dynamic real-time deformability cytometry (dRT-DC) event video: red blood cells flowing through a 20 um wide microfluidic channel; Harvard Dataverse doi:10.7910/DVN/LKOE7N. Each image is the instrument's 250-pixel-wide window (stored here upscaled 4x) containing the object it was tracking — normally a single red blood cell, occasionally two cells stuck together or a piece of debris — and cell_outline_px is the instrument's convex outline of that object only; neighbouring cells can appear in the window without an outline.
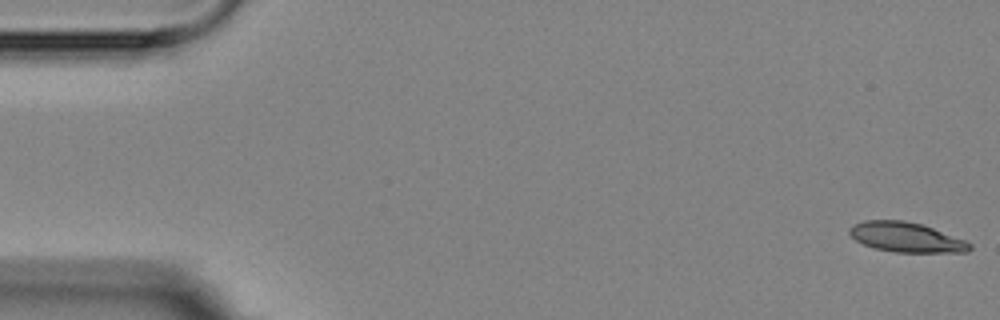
{"species": "Egyptian fruit bat (a non-hibernating species)", "species_latin": "Rousettus aegyptiacus", "temperature_condition": "room temperature", "stored_images_in_passage": 4, "camera_frame_rate_fps": 3000, "um_per_image_px": 0.085, "animal": {"sex": "female"}, "frame": {"image": 1, "passage_image": 1, "time_ms": 0.0, "image_size_px": [1000, 320], "cell_outline_px": [[972, 248], [968, 252], [896, 252], [872, 248], [856, 240], [848, 232], [848, 228], [852, 224], [864, 220], [904, 220], [920, 224], [932, 228], [964, 240], [972, 244]], "centroid_in_image_um": [76.98, 20.16], "position_along_channel_um": 8.0, "area_um2": 20.81}}